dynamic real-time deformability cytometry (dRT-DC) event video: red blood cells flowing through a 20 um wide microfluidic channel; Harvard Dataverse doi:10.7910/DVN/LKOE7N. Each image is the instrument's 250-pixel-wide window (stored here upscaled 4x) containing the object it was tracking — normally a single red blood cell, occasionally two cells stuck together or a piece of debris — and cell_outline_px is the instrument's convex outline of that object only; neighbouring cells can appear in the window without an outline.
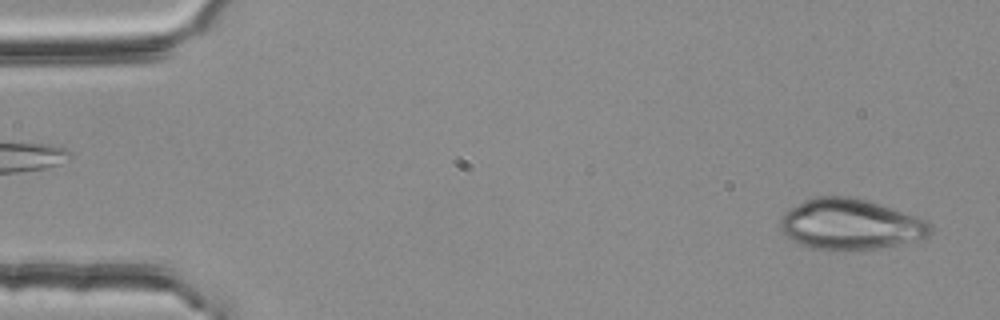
{"species": "common noctule bat (a hibernating species)", "species_latin": "Nyctalus noctula", "temperature_condition": "room temperature", "stored_images_in_passage": 52, "camera_frame_rate_fps": 3000, "um_per_image_px": 0.085, "animal": {"sex": "female", "body_mass_g": 25.1}, "frame": {"image": 1, "passage_image": 2, "time_ms": 0.333, "image_size_px": [1000, 320], "cell_outline_px": [[932, 228], [928, 236], [904, 244], [880, 248], [844, 252], [836, 252], [812, 248], [792, 240], [780, 228], [780, 220], [792, 208], [804, 200], [820, 196], [852, 196], [872, 200], [924, 220]], "centroid_in_image_um": [72.3, 19.09], "position_along_channel_um": 12.7, "area_um2": 44.56}}
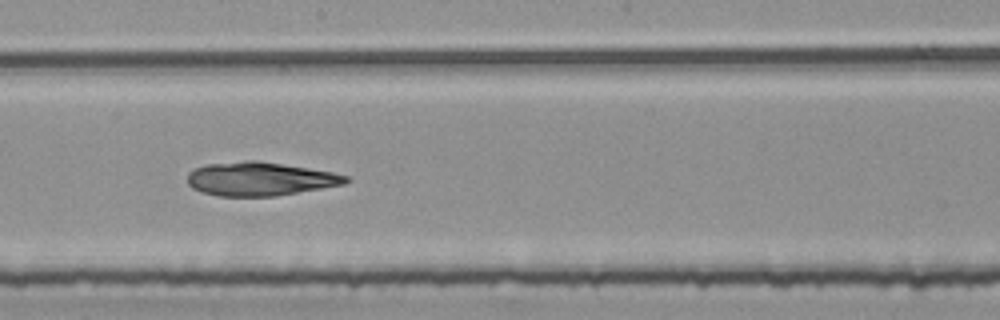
{"frame": {"image": 2, "passage_image": 29, "time_ms": 9.333, "image_size_px": [1000, 320], "cell_outline_px": [[352, 180], [344, 184], [276, 196], [220, 196], [200, 192], [192, 188], [188, 184], [188, 172], [192, 168], [204, 164], [244, 160], [256, 160], [308, 168], [332, 172], [348, 176]], "centroid_in_image_um": [22.05, 15.2], "position_along_channel_um": 226.2, "area_um2": 31.21}}
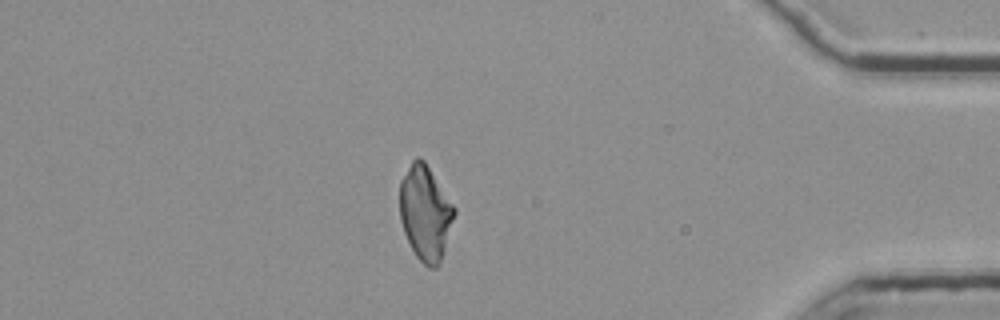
{"frame": {"image": 3, "passage_image": 46, "time_ms": 15.0, "image_size_px": [1000, 320], "cell_outline_px": [[456, 212], [440, 264], [436, 268], [428, 268], [416, 256], [404, 232], [400, 220], [400, 180], [412, 160], [416, 156], [420, 156], [424, 160], [456, 208]], "centroid_in_image_um": [36.15, 18.08], "position_along_channel_um": 399.0, "area_um2": 30.17}}